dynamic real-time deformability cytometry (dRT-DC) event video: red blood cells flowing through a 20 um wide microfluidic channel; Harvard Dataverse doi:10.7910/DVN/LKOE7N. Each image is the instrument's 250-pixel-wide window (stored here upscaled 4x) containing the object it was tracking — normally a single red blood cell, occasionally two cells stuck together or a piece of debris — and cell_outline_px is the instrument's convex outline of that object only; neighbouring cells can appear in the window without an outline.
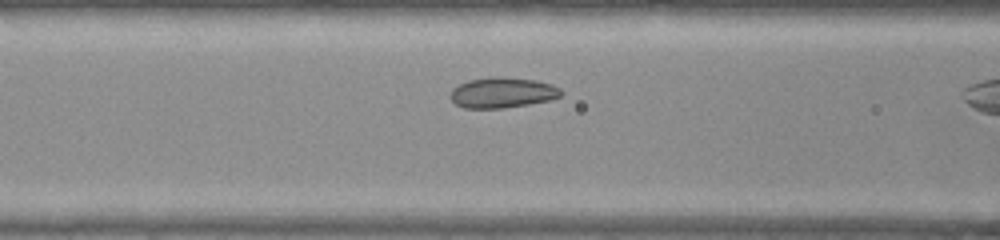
{"species": "common noctule bat (a hibernating species)", "species_latin": "Nyctalus noctula", "temperature_condition": "warm", "stored_images_in_passage": 11, "camera_frame_rate_fps": 3000, "um_per_image_px": 0.085, "animal": {"sex": "female", "body_mass_g": 22.0, "forearm_length_mm": 56.7}, "frame": {"image": 1, "passage_image": 10, "time_ms": 3.0, "image_size_px": [1000, 240], "cell_outline_px": [[564, 92], [560, 96], [552, 100], [504, 108], [464, 108], [456, 104], [452, 100], [452, 88], [468, 80], [492, 76], [500, 76], [536, 80], [552, 84], [560, 88]], "centroid_in_image_um": [42.75, 7.86], "position_along_channel_um": 123.9, "area_um2": 19.77}}